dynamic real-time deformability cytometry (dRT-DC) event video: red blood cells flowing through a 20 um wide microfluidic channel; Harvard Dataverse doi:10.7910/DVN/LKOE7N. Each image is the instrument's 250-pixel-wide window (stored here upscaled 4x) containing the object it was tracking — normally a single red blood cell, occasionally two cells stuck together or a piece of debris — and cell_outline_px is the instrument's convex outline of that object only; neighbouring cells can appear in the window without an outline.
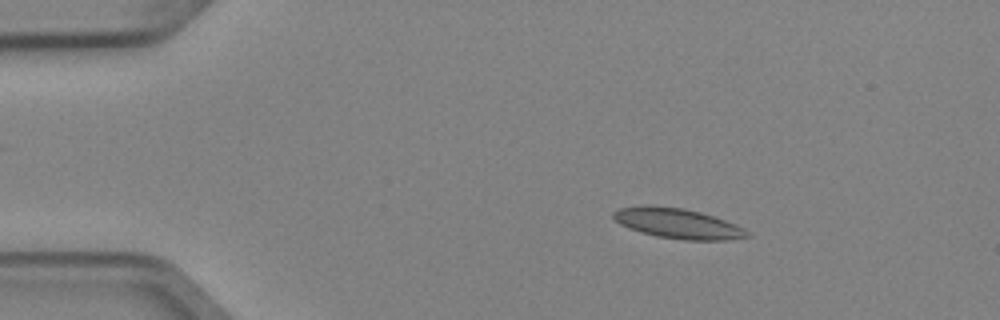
{"species": "Egyptian fruit bat (a non-hibernating species)", "species_latin": "Rousettus aegyptiacus", "temperature_condition": "cold", "stored_images_in_passage": 3, "camera_frame_rate_fps": 3000, "um_per_image_px": 0.085, "animal": {"sex": "female"}, "frame": {"image": 1, "passage_image": 2, "time_ms": 0.333, "image_size_px": [1000, 320], "cell_outline_px": [[752, 236], [728, 240], [684, 240], [656, 236], [640, 232], [628, 228], [620, 224], [612, 216], [612, 212], [620, 208], [640, 204], [648, 204], [684, 208], [700, 212], [736, 224], [744, 228]], "centroid_in_image_um": [57.58, 18.98], "position_along_channel_um": 27.4, "area_um2": 23.76}}